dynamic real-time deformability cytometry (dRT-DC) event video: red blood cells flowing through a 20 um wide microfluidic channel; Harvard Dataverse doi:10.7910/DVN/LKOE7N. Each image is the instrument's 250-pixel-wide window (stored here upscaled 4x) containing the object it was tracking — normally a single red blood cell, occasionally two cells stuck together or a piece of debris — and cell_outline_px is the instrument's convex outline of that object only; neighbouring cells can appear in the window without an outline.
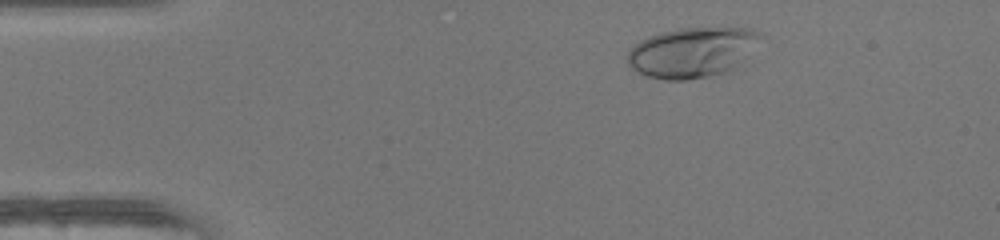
{"species": "human", "species_latin": "Homo sapiens", "temperature_condition": "warm", "stored_images_in_passage": 38, "camera_frame_rate_fps": 3000, "um_per_image_px": 0.085, "donor": {"sex": "female"}, "frame": {"image": 1, "passage_image": 5, "time_ms": 1.333, "image_size_px": [1000, 240], "cell_outline_px": [[760, 36], [732, 68], [708, 76], [684, 80], [664, 80], [644, 76], [636, 72], [628, 64], [628, 52], [640, 40], [660, 32], [680, 28], [752, 28], [760, 32]], "centroid_in_image_um": [58.7, 4.44], "position_along_channel_um": 26.3, "area_um2": 37.74}}
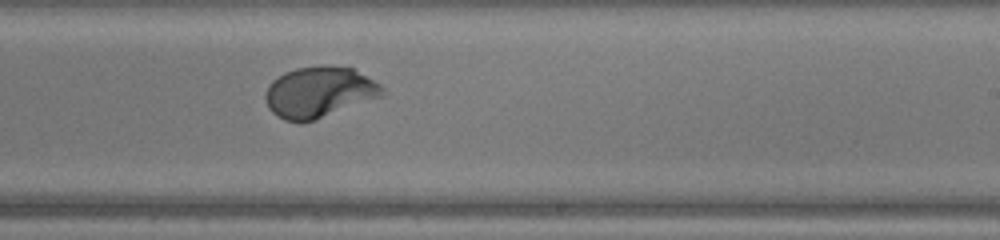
{"frame": {"image": 2, "passage_image": 27, "time_ms": 8.667, "image_size_px": [1000, 240], "cell_outline_px": [[384, 88], [380, 96], [312, 120], [300, 124], [284, 120], [272, 112], [268, 108], [264, 100], [264, 96], [268, 84], [272, 80], [284, 72], [296, 68], [324, 64], [328, 64], [352, 68], [380, 84]], "centroid_in_image_um": [27.04, 7.81], "position_along_channel_um": 262.0, "area_um2": 34.51}}
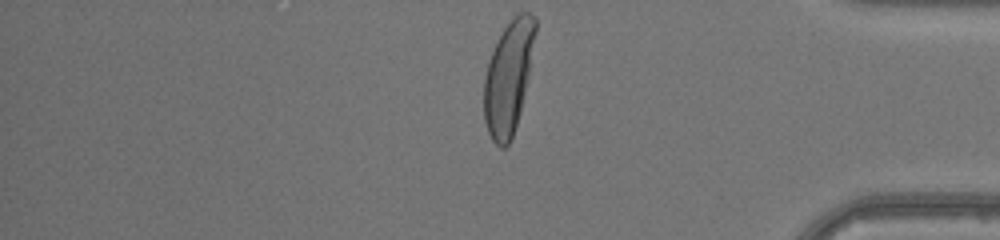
{"frame": {"image": 3, "passage_image": 38, "time_ms": 12.333, "image_size_px": [1000, 240], "cell_outline_px": [[536, 32], [520, 112], [512, 136], [508, 144], [504, 148], [500, 148], [492, 140], [488, 132], [484, 120], [484, 80], [488, 60], [504, 28], [512, 16], [516, 12], [528, 12], [536, 20]], "centroid_in_image_um": [43.2, 6.56], "position_along_channel_um": 392.0, "area_um2": 33.18}, "authors_computed_cell_mechanics": {"area_um2": 34.1598, "velocity_mm_per_s": 4.2292, "shape_relaxation_time_tau1_ms": 3.038, "shape_relaxation_time_tau2_ms": null, "deformation_change_tau1": 0.2287, "deformation_change_tau2": null}}